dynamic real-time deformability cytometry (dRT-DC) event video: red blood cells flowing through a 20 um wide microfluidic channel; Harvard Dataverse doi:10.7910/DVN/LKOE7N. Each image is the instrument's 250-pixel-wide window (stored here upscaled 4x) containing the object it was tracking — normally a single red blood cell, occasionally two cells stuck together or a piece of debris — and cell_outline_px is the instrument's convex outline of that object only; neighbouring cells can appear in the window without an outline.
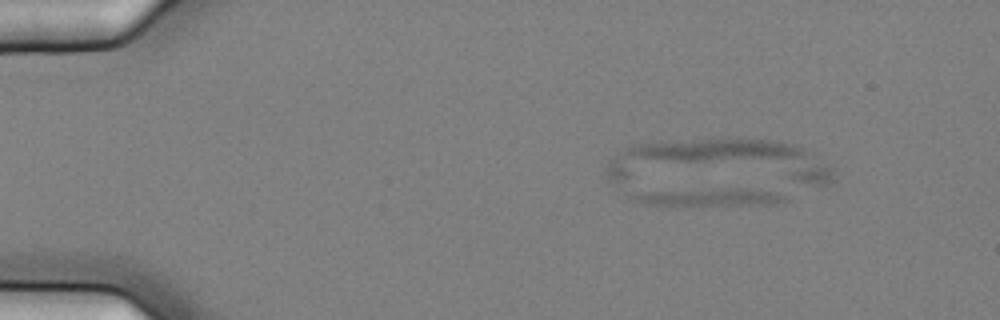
{"species": "common noctule bat (a hibernating species)", "species_latin": "Nyctalus noctula", "temperature_condition": "cold", "stored_images_in_passage": 5, "camera_frame_rate_fps": 3000, "um_per_image_px": 0.085, "animal": {"sex": "female", "body_mass_g": 25.1}, "frame": {"image": 1, "passage_image": 2, "time_ms": 0.333, "image_size_px": [1000, 320], "cell_outline_px": [[792, 200], [776, 204], [644, 204], [632, 200], [628, 196], [652, 192], [712, 188], [748, 188], [776, 192]], "centroid_in_image_um": [60.48, 16.74], "position_along_channel_um": 24.5, "area_um2": 15.14}}